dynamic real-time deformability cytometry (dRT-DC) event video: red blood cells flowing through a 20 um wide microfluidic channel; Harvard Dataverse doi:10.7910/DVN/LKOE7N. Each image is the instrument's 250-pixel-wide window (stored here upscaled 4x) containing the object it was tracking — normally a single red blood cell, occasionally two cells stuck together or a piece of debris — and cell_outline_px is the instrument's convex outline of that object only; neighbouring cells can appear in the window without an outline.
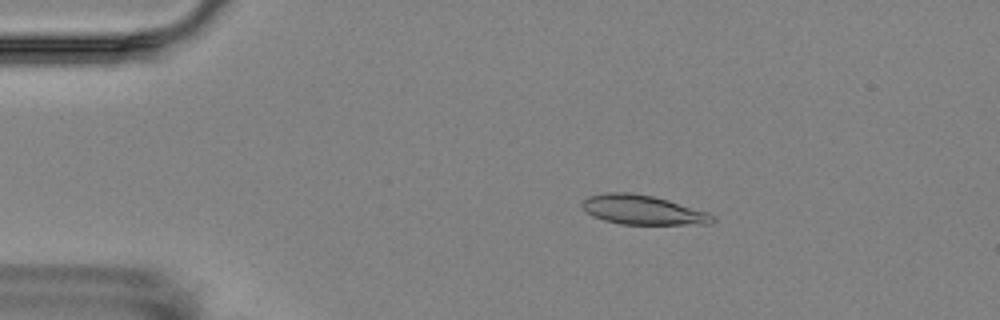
{"species": "Egyptian fruit bat (a non-hibernating species)", "species_latin": "Rousettus aegyptiacus", "temperature_condition": "room temperature", "stored_images_in_passage": 4, "camera_frame_rate_fps": 3000, "um_per_image_px": 0.085, "animal": {"sex": "female"}, "frame": {"image": 1, "passage_image": 3, "time_ms": 3.0, "image_size_px": [1000, 320], "cell_outline_px": [[716, 220], [712, 224], [620, 224], [604, 220], [592, 216], [580, 204], [588, 196], [604, 192], [632, 192], [652, 196], [668, 200], [708, 212], [716, 216]], "centroid_in_image_um": [54.65, 17.84], "position_along_channel_um": 30.3, "area_um2": 22.43}}